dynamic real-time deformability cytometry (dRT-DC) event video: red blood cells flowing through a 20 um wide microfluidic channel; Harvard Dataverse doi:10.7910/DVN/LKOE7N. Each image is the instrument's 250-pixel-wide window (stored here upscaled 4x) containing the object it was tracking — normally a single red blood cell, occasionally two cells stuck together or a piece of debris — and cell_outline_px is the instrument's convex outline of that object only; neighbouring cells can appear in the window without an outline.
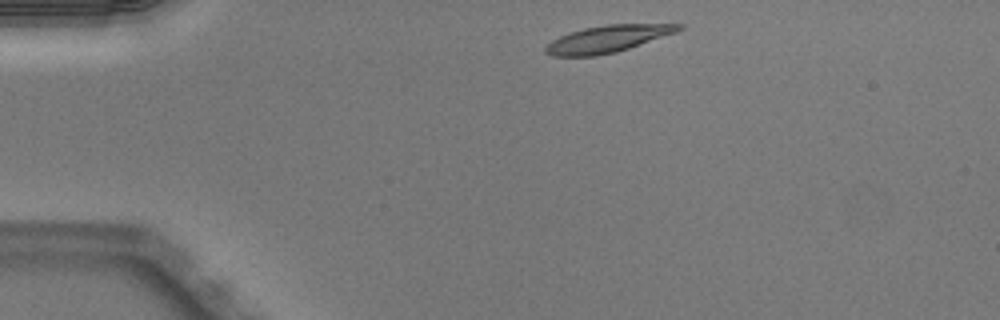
{"species": "Egyptian fruit bat (a non-hibernating species)", "species_latin": "Rousettus aegyptiacus", "temperature_condition": "warm", "stored_images_in_passage": 41, "camera_frame_rate_fps": 3000, "um_per_image_px": 0.085, "animal": {"sex": "male"}, "frame": {"image": 1, "passage_image": 1, "time_ms": 0.0, "image_size_px": [1000, 320], "cell_outline_px": [[684, 28], [676, 32], [616, 52], [596, 56], [552, 56], [544, 52], [544, 48], [552, 40], [560, 36], [584, 28], [604, 24], [684, 24]], "centroid_in_image_um": [51.63, 3.3], "position_along_channel_um": 33.4, "area_um2": 20.75}}
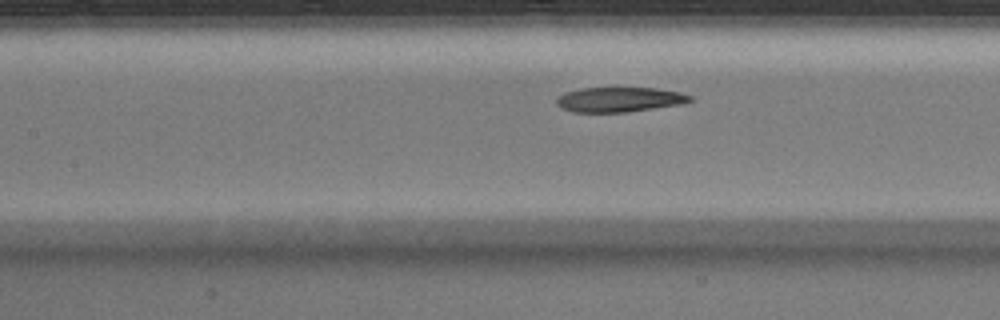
{"frame": {"image": 2, "passage_image": 14, "time_ms": 4.333, "image_size_px": [1000, 320], "cell_outline_px": [[692, 100], [680, 104], [628, 112], [572, 112], [560, 108], [556, 104], [556, 100], [564, 92], [580, 88], [612, 84], [616, 84], [656, 88], [680, 92], [692, 96]], "centroid_in_image_um": [52.6, 8.4], "position_along_channel_um": 154.8, "area_um2": 20.46}}
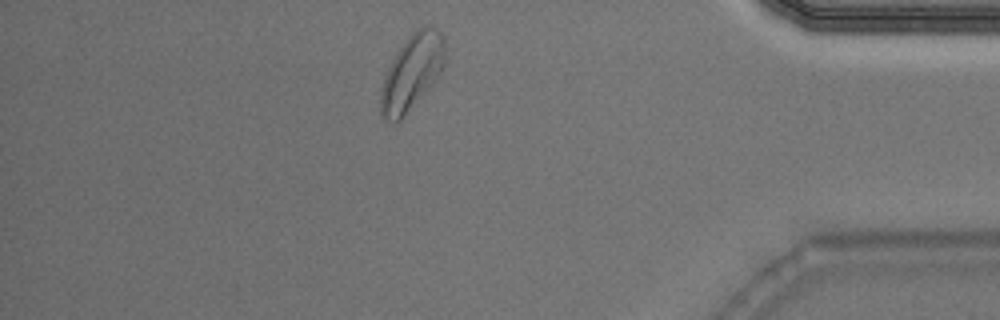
{"frame": {"image": 3, "passage_image": 35, "time_ms": 11.333, "image_size_px": [1000, 320], "cell_outline_px": [[444, 64], [440, 72], [428, 88], [400, 120], [396, 124], [392, 124], [380, 112], [380, 88], [384, 76], [392, 60], [408, 36], [416, 28], [424, 24], [432, 24], [444, 36]], "centroid_in_image_um": [35.0, 6.1], "position_along_channel_um": 400.2, "area_um2": 28.09}, "authors_computed_cell_mechanics": {"area_um2": 20.7502, "velocity_mm_per_s": 3.9828, "shape_relaxation_time_tau1_ms": null, "shape_relaxation_time_tau2_ms": 5.9341, "deformation_change_tau1": null, "deformation_change_tau2": 0.1052}}